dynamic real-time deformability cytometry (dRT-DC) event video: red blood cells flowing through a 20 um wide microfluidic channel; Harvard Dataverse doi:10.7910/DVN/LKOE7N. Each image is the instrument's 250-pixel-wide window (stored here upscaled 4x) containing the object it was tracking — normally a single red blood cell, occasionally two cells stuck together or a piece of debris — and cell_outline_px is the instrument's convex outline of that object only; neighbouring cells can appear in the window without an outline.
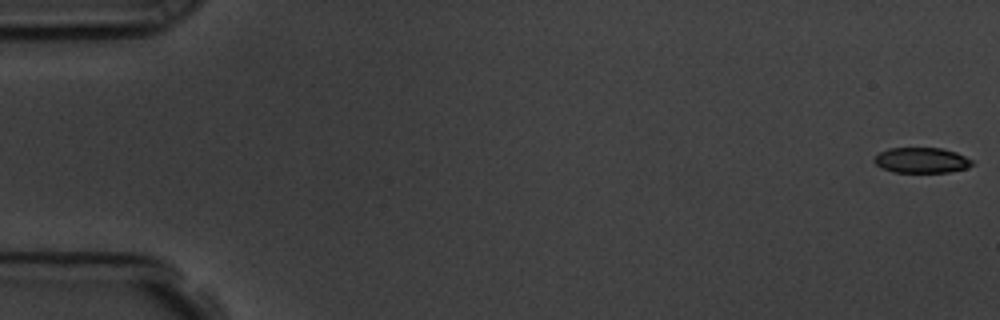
{"species": "common noctule bat (a hibernating species)", "species_latin": "Nyctalus noctula", "temperature_condition": "room temperature", "stored_images_in_passage": 57, "camera_frame_rate_fps": 3000, "um_per_image_px": 0.085, "animal": {"sex": "male", "body_mass_g": 19.5, "forearm_length_mm": 54.6}, "frame": {"image": 1, "passage_image": 1, "time_ms": 0.0, "image_size_px": [1000, 320], "cell_outline_px": [[972, 164], [968, 168], [948, 172], [892, 172], [880, 168], [872, 160], [880, 152], [888, 148], [940, 148], [956, 152], [972, 160]], "centroid_in_image_um": [78.3, 13.63], "position_along_channel_um": 6.7, "area_um2": 14.51}}
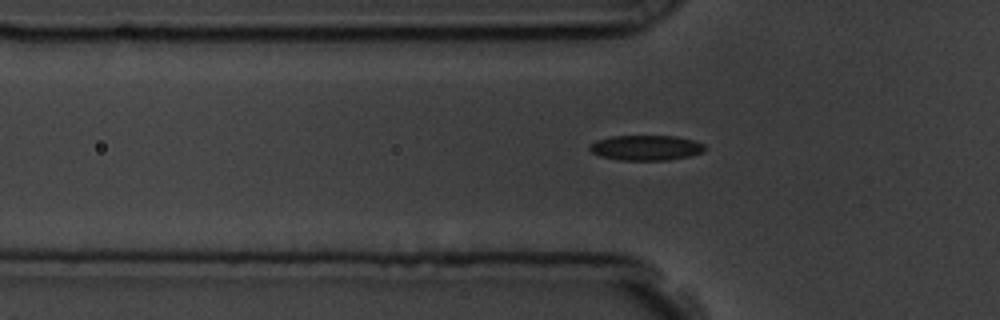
{"frame": {"image": 2, "passage_image": 19, "time_ms": 6.0, "image_size_px": [1000, 320], "cell_outline_px": [[708, 148], [704, 152], [688, 156], [668, 160], [620, 160], [600, 156], [592, 152], [588, 148], [588, 144], [596, 140], [612, 136], [676, 136], [692, 140], [704, 144]], "centroid_in_image_um": [54.9, 12.56], "position_along_channel_um": 70.9, "area_um2": 16.99}}
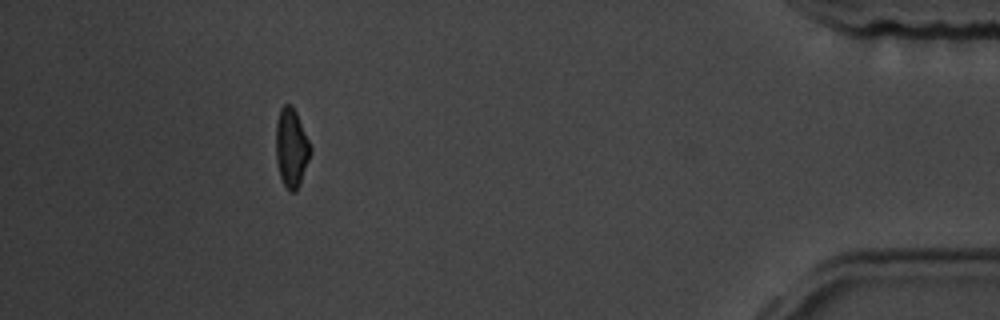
{"frame": {"image": 3, "passage_image": 52, "time_ms": 17.0, "image_size_px": [1000, 320], "cell_outline_px": [[312, 152], [300, 184], [296, 192], [288, 192], [280, 176], [276, 160], [276, 124], [280, 108], [284, 104], [292, 104], [296, 112], [312, 148]], "centroid_in_image_um": [24.77, 12.58], "position_along_channel_um": 410.4, "area_um2": 16.01}, "authors_computed_cell_mechanics": {"area_um2": 16.5308, "velocity_mm_per_s": 3.6145, "shape_relaxation_time_tau1_ms": 2.6437, "shape_relaxation_time_tau2_ms": 1.4316, "deformation_change_tau1": 0.1024, "deformation_change_tau2": 0.0636}}